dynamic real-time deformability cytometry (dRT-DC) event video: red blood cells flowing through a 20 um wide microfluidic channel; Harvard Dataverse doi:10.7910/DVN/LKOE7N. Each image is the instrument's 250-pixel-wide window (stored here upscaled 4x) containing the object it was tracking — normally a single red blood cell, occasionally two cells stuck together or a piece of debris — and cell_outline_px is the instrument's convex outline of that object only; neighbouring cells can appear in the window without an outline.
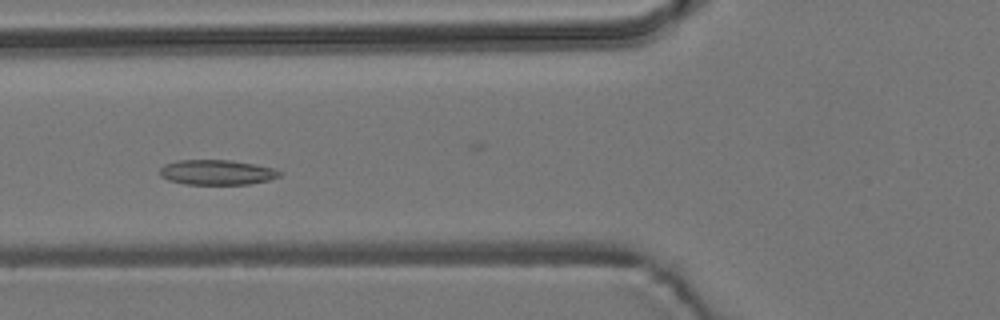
{"species": "common noctule bat (a hibernating species)", "species_latin": "Nyctalus noctula", "temperature_condition": "room temperature", "stored_images_in_passage": 46, "camera_frame_rate_fps": 3000, "um_per_image_px": 0.085, "animal": {"sex": "male", "body_mass_g": 19.2, "forearm_length_mm": 51.8}, "frame": {"image": 1, "passage_image": 11, "time_ms": 3.333, "image_size_px": [1000, 320], "cell_outline_px": [[284, 172], [280, 176], [268, 180], [248, 184], [184, 184], [168, 180], [160, 176], [160, 168], [164, 164], [176, 160], [232, 160], [256, 164], [276, 168]], "centroid_in_image_um": [18.45, 14.64], "position_along_channel_um": 107.3, "area_um2": 17.69}}
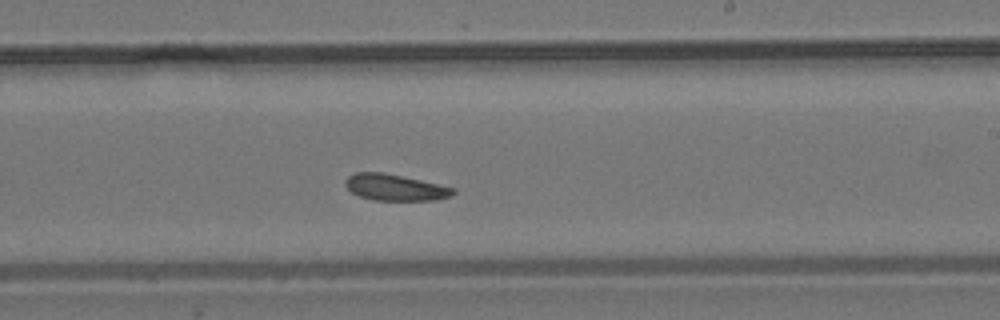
{"frame": {"image": 2, "passage_image": 23, "time_ms": 7.333, "image_size_px": [1000, 320], "cell_outline_px": [[456, 192], [452, 196], [436, 200], [372, 200], [360, 196], [352, 192], [344, 184], [344, 180], [348, 176], [356, 172], [384, 172], [456, 188]], "centroid_in_image_um": [33.59, 15.93], "position_along_channel_um": 255.4, "area_um2": 16.59}}
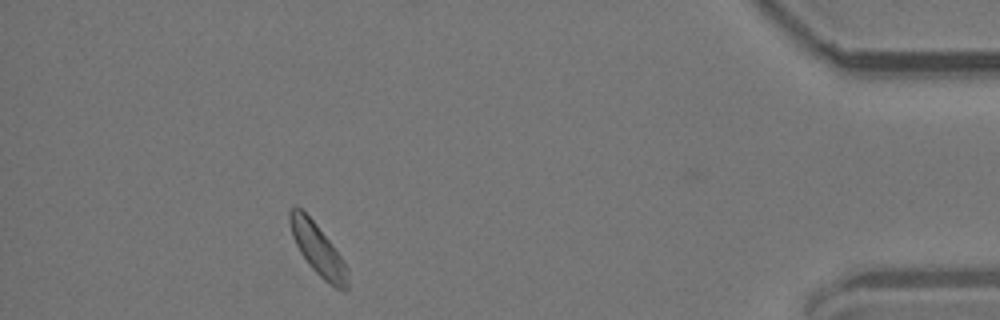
{"frame": {"image": 3, "passage_image": 40, "time_ms": 13.0, "image_size_px": [1000, 320], "cell_outline_px": [[348, 288], [344, 292], [328, 284], [308, 264], [300, 252], [292, 236], [288, 220], [288, 212], [292, 208], [300, 208], [316, 224], [332, 244], [348, 268]], "centroid_in_image_um": [27.03, 21.24], "position_along_channel_um": 408.2, "area_um2": 17.17}, "authors_computed_cell_mechanics": {"area_um2": 17.3111, "velocity_mm_per_s": 3.7075, "shape_relaxation_time_tau1_ms": 5.9207, "shape_relaxation_time_tau2_ms": null, "deformation_change_tau1": 0.083, "deformation_change_tau2": null}}